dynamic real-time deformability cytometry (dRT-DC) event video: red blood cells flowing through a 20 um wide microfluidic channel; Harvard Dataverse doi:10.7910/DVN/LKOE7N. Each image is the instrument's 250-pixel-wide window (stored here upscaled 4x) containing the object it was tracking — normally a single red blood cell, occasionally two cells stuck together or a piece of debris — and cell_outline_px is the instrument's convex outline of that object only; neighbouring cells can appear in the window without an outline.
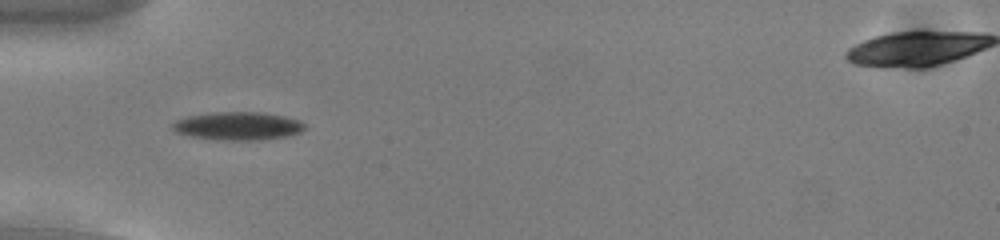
{"species": "common noctule bat (a hibernating species)", "species_latin": "Nyctalus noctula", "temperature_condition": "cold", "stored_images_in_passage": 38, "camera_frame_rate_fps": 3000, "um_per_image_px": 0.085, "animal": {"sex": "male", "body_mass_g": 13.0, "forearm_length_mm": 53.1}, "frame": {"image": 1, "passage_image": 1, "time_ms": 0.0, "image_size_px": [1000, 240], "cell_outline_px": [[304, 128], [300, 132], [288, 136], [260, 140], [216, 140], [192, 136], [176, 132], [172, 128], [172, 124], [176, 120], [188, 116], [216, 112], [264, 112], [284, 116], [300, 120], [304, 124]], "centroid_in_image_um": [20.24, 10.71], "position_along_channel_um": 64.8, "area_um2": 21.68}}
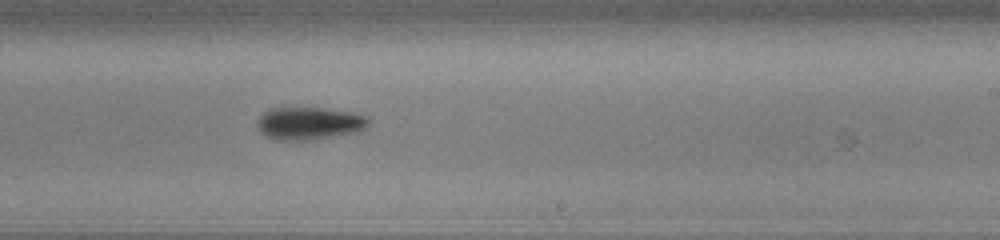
{"frame": {"image": 2, "passage_image": 17, "time_ms": 5.333, "image_size_px": [1000, 240], "cell_outline_px": [[368, 128], [360, 132], [312, 140], [276, 140], [264, 136], [260, 132], [256, 124], [256, 120], [268, 108], [324, 108], [348, 112], [368, 116]], "centroid_in_image_um": [26.27, 10.5], "position_along_channel_um": 262.7, "area_um2": 21.5}}
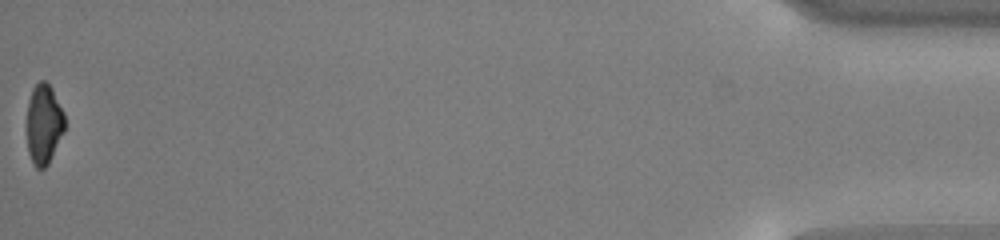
{"frame": {"image": 3, "passage_image": 38, "time_ms": 12.333, "image_size_px": [1000, 240], "cell_outline_px": [[64, 132], [48, 164], [44, 168], [36, 168], [32, 164], [28, 152], [28, 100], [32, 88], [40, 80], [44, 80], [52, 88], [64, 112]], "centroid_in_image_um": [3.73, 10.55], "position_along_channel_um": 431.5, "area_um2": 17.57}, "authors_computed_cell_mechanics": {"area_um2": 20.4323, "velocity_mm_per_s": 3.7645, "shape_relaxation_time_tau1_ms": 2.2355, "shape_relaxation_time_tau2_ms": null, "deformation_change_tau1": 0.0975, "deformation_change_tau2": null}}